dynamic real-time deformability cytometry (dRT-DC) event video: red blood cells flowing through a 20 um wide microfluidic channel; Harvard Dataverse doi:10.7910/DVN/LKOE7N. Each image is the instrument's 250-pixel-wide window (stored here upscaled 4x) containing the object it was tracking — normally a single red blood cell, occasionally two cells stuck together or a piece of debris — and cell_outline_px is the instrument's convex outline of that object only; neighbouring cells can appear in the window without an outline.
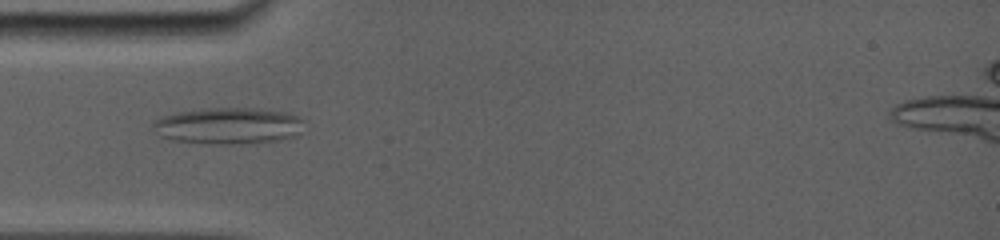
{"species": "common noctule bat (a hibernating species)", "species_latin": "Nyctalus noctula", "temperature_condition": "room temperature", "stored_images_in_passage": 4, "camera_frame_rate_fps": 5000, "um_per_image_px": 0.085, "animal": {"sex": "female", "body_mass_g": 19.0, "forearm_length_mm": 56.7}, "frame": {"image": 1, "passage_image": 1, "time_ms": 0.0, "image_size_px": [1000, 240], "cell_outline_px": [[304, 120], [296, 136], [280, 140], [252, 144], [212, 144], [172, 140], [160, 136], [152, 128], [152, 124], [160, 116], [176, 112], [200, 108], [256, 108], [284, 112], [296, 116]], "centroid_in_image_um": [19.37, 10.7], "position_along_channel_um": 65.6, "area_um2": 32.48}}
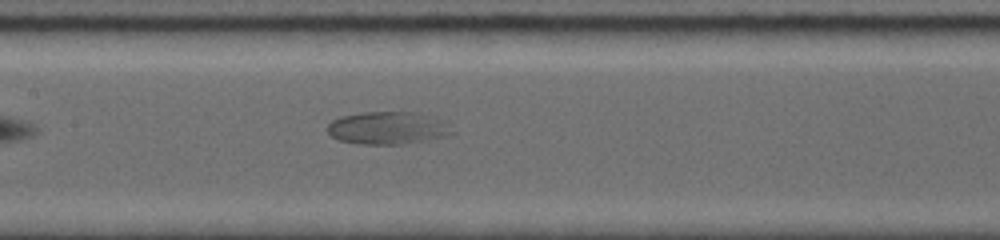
{"frame": {"image": 2, "passage_image": 4, "time_ms": 3.0, "image_size_px": [1000, 240], "cell_outline_px": [[456, 132], [444, 136], [404, 144], [360, 144], [336, 140], [328, 132], [328, 124], [332, 120], [340, 116], [364, 112], [416, 112], [448, 120]], "centroid_in_image_um": [33.01, 10.87], "position_along_channel_um": 174.4, "area_um2": 24.04}}